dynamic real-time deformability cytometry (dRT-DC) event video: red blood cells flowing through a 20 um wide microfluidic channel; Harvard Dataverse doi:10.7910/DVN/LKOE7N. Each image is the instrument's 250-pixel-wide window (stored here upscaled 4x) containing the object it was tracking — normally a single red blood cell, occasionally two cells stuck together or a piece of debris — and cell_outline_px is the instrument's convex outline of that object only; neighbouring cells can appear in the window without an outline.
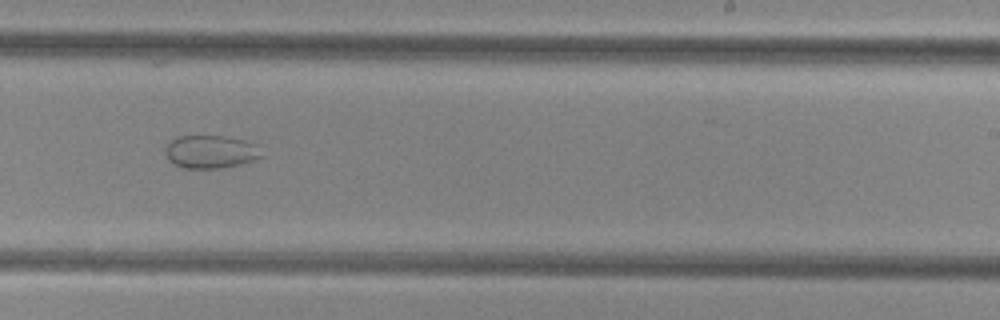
{"species": "common noctule bat (a hibernating species)", "species_latin": "Nyctalus noctula", "temperature_condition": "cold", "stored_images_in_passage": 50, "camera_frame_rate_fps": 3000, "um_per_image_px": 0.085, "animal": {"sex": "female", "body_mass_g": 29.2, "forearm_length_mm": 56.3}, "frame": {"image": 1, "passage_image": 31, "time_ms": 10.0, "image_size_px": [1000, 320], "cell_outline_px": [[264, 156], [240, 164], [220, 168], [184, 168], [168, 160], [164, 148], [176, 136], [224, 136], [244, 140], [256, 144]], "centroid_in_image_um": [17.9, 12.89], "position_along_channel_um": 271.1, "area_um2": 18.44}}
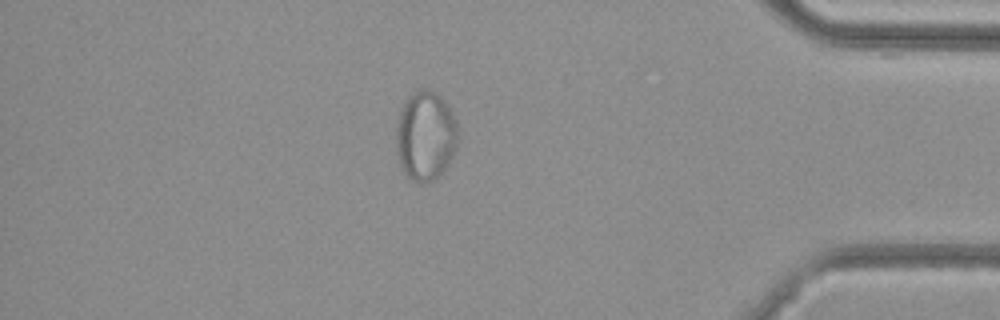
{"frame": {"image": 2, "passage_image": 43, "time_ms": 14.0, "image_size_px": [1000, 320], "cell_outline_px": [[456, 148], [448, 164], [436, 180], [424, 184], [420, 184], [412, 180], [404, 172], [400, 164], [396, 148], [396, 120], [404, 104], [420, 88], [424, 88], [436, 92], [448, 104], [452, 112], [456, 124]], "centroid_in_image_um": [36.16, 11.58], "position_along_channel_um": 399.0, "area_um2": 32.14}}
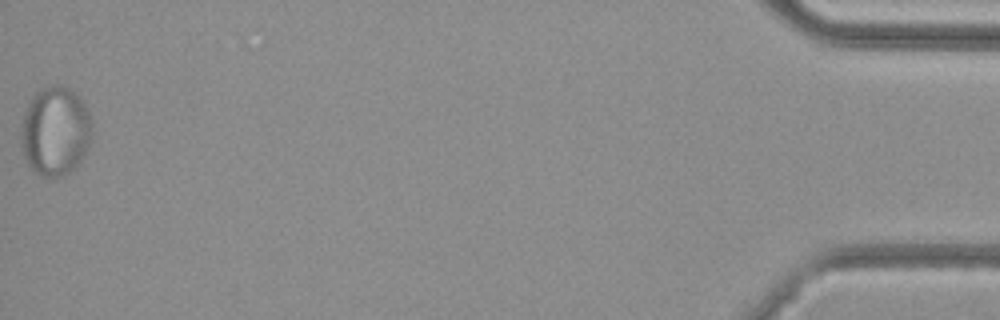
{"frame": {"image": 3, "passage_image": 50, "time_ms": 16.333, "image_size_px": [1000, 320], "cell_outline_px": [[92, 140], [76, 168], [60, 176], [40, 176], [28, 164], [24, 156], [20, 144], [20, 132], [24, 112], [32, 96], [40, 88], [52, 84], [60, 84], [76, 92], [80, 96], [88, 112], [92, 124]], "centroid_in_image_um": [4.7, 11.12], "position_along_channel_um": 430.5, "area_um2": 37.34}}